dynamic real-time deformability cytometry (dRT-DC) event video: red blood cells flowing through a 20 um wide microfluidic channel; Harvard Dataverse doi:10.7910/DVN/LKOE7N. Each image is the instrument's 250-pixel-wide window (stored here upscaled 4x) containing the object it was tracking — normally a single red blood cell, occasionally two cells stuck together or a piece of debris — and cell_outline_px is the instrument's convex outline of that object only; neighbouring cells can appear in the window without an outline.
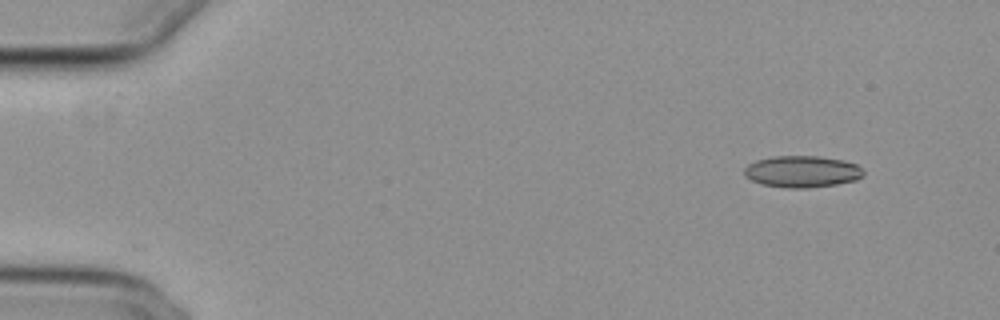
{"species": "common noctule bat (a hibernating species)", "species_latin": "Nyctalus noctula", "temperature_condition": "cold", "stored_images_in_passage": 2, "camera_frame_rate_fps": 3000, "um_per_image_px": 0.085, "animal": {"sex": "female", "body_mass_g": 29.2, "forearm_length_mm": 56.3}, "frame": {"image": 1, "passage_image": 1, "time_ms": 0.0, "image_size_px": [1000, 320], "cell_outline_px": [[864, 176], [856, 180], [836, 184], [808, 188], [788, 188], [764, 184], [752, 180], [744, 176], [744, 168], [748, 164], [756, 160], [772, 156], [820, 156], [844, 160], [856, 164], [864, 168]], "centroid_in_image_um": [68.21, 14.57], "position_along_channel_um": 16.8, "area_um2": 22.14}}